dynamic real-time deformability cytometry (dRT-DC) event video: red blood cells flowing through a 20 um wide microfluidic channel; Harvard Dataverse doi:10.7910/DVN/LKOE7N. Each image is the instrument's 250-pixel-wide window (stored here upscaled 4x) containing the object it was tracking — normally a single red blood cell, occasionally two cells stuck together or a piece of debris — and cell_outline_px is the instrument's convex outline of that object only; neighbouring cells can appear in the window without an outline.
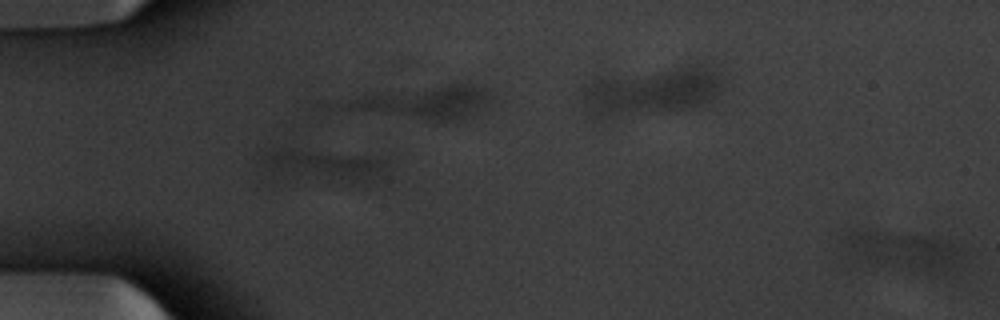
{"species": "common noctule bat (a hibernating species)", "species_latin": "Nyctalus noctula", "temperature_condition": "warm", "stored_images_in_passage": 17, "segment_of_instrument_passage": [2, 2], "camera_frame_rate_fps": 3000, "um_per_image_px": 0.085, "animal": {"sex": "male", "body_mass_g": 20.1, "forearm_length_mm": 53.5}, "frame": {"image": 1, "passage_image": 17, "time_ms": 5.333, "image_size_px": [1000, 320], "cell_outline_px": [[964, 256], [952, 268], [940, 272], [932, 272], [852, 268], [836, 236], [844, 228], [868, 228], [932, 236], [944, 240], [960, 248], [964, 252]], "centroid_in_image_um": [76.29, 21.31], "position_along_channel_um": 8.7, "area_um2": 30.75}}